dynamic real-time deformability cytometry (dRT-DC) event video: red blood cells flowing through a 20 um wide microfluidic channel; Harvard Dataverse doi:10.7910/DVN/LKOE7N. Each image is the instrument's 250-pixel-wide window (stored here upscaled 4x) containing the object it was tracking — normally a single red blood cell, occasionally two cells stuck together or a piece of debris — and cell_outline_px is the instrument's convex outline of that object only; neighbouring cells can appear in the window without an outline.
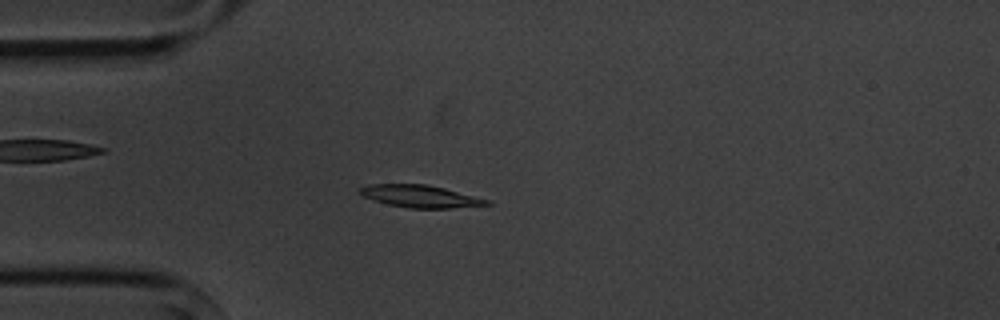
{"species": "common noctule bat (a hibernating species)", "species_latin": "Nyctalus noctula", "temperature_condition": "cold", "stored_images_in_passage": 4, "camera_frame_rate_fps": 3000, "um_per_image_px": 0.085, "animal": {"sex": "male", "body_mass_g": 20.1, "forearm_length_mm": 53.5}, "frame": {"image": 1, "passage_image": 3, "time_ms": 2.333, "image_size_px": [1000, 320], "cell_outline_px": [[492, 204], [452, 208], [408, 208], [388, 204], [372, 200], [356, 192], [356, 188], [368, 184], [428, 184], [444, 188], [488, 200]], "centroid_in_image_um": [35.62, 16.67], "position_along_channel_um": 49.4, "area_um2": 16.53}}